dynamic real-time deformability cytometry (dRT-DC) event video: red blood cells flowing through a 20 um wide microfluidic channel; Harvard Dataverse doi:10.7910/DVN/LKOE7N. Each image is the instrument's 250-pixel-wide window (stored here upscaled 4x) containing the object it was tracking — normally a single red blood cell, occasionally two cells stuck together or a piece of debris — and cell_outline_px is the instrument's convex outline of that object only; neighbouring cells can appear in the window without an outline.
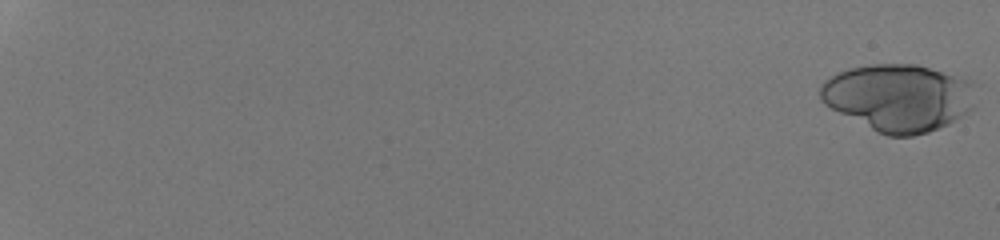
{"species": "human", "species_latin": "Homo sapiens", "temperature_condition": "room temperature", "stored_images_in_passage": 26, "camera_frame_rate_fps": 3000, "um_per_image_px": 0.085, "donor": {"sex": "male"}, "frame": {"image": 1, "passage_image": 1, "time_ms": 0.0, "image_size_px": [1000, 240], "cell_outline_px": [[976, 104], [968, 112], [948, 124], [928, 132], [912, 136], [888, 136], [824, 104], [820, 100], [820, 88], [824, 80], [836, 72], [848, 68], [872, 64], [916, 64], [972, 80]], "centroid_in_image_um": [76.4, 8.27], "position_along_channel_um": 8.6, "area_um2": 60.63}}
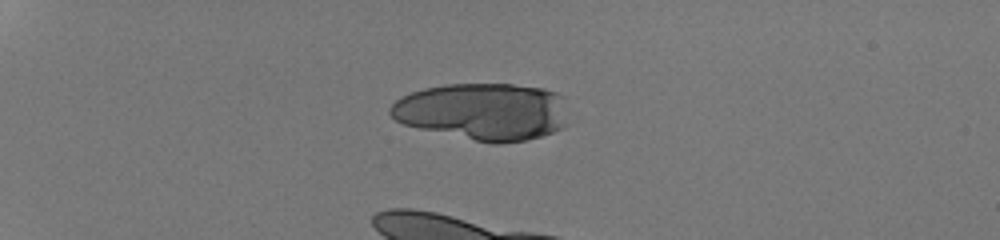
{"frame": {"image": 2, "passage_image": 17, "time_ms": 5.333, "image_size_px": [1000, 240], "cell_outline_px": [[568, 124], [564, 128], [540, 136], [524, 140], [500, 144], [492, 144], [420, 128], [404, 124], [396, 120], [388, 112], [388, 108], [396, 100], [412, 92], [424, 88], [448, 84], [512, 84], [544, 88], [556, 92], [564, 96]], "centroid_in_image_um": [41.11, 9.47], "position_along_channel_um": 43.9, "area_um2": 59.53}}